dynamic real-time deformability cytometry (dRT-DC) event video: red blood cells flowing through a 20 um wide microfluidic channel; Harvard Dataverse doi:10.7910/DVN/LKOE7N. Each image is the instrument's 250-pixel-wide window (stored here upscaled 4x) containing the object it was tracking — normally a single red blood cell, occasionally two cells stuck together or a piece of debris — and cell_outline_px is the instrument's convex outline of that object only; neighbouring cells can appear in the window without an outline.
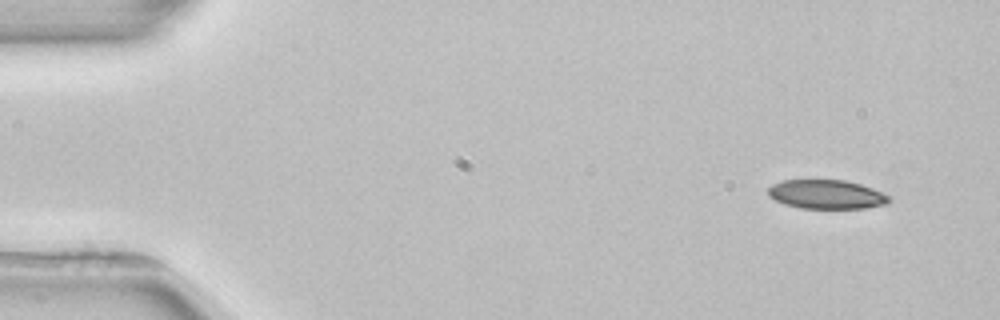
{"species": "common noctule bat (a hibernating species)", "species_latin": "Nyctalus noctula", "temperature_condition": "room temperature", "stored_images_in_passage": 4, "camera_frame_rate_fps": 3000, "um_per_image_px": 0.085, "animal": {"sex": "female", "body_mass_g": 22.7, "forearm_length_mm": 54.2}, "frame": {"image": 1, "passage_image": 1, "time_ms": 0.0, "image_size_px": [1000, 320], "cell_outline_px": [[892, 200], [888, 204], [864, 208], [800, 208], [784, 204], [768, 196], [768, 188], [772, 184], [780, 180], [844, 180], [860, 184], [872, 188], [888, 196]], "centroid_in_image_um": [70.23, 16.52], "position_along_channel_um": 14.8, "area_um2": 20.46}}
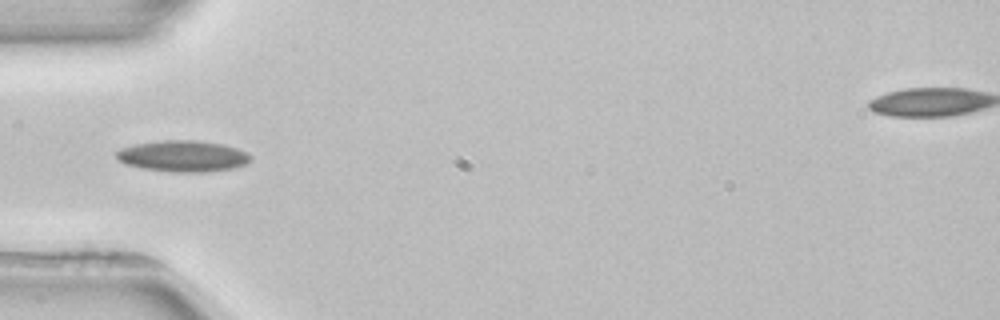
{"frame": {"image": 2, "passage_image": 4, "time_ms": 4.333, "image_size_px": [1000, 320], "cell_outline_px": [[252, 160], [248, 164], [232, 168], [208, 172], [176, 172], [144, 168], [124, 164], [116, 156], [116, 152], [120, 148], [136, 144], [164, 140], [196, 140], [224, 144], [248, 152], [252, 156]], "centroid_in_image_um": [15.61, 13.27], "position_along_channel_um": 69.4, "area_um2": 24.51}}